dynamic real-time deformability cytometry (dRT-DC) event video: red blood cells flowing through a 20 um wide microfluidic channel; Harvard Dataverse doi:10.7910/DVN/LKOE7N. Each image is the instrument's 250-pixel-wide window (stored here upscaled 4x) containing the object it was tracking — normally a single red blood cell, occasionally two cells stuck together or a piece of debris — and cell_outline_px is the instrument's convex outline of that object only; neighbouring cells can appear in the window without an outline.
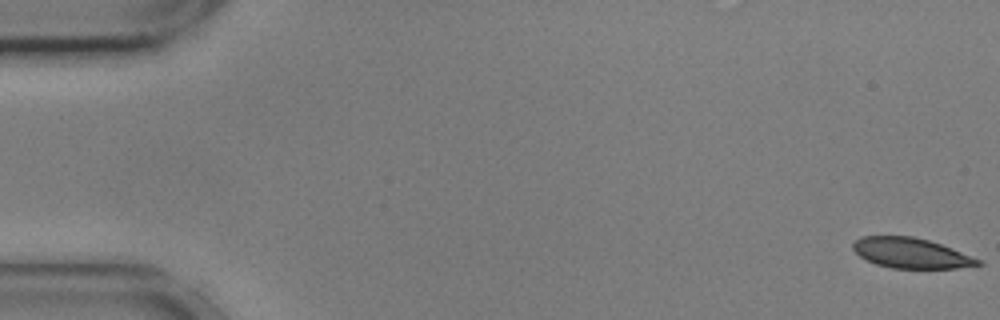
{"species": "common noctule bat (a hibernating species)", "species_latin": "Nyctalus noctula", "temperature_condition": "cold", "stored_images_in_passage": 56, "camera_frame_rate_fps": 3000, "um_per_image_px": 0.085, "animal": {"sex": "male", "body_mass_g": 17.9, "forearm_length_mm": 54.2}, "frame": {"image": 1, "passage_image": 1, "time_ms": 0.0, "image_size_px": [1000, 320], "cell_outline_px": [[984, 264], [956, 268], [892, 268], [876, 264], [860, 256], [852, 248], [852, 244], [860, 236], [912, 236], [928, 240], [952, 248], [980, 260]], "centroid_in_image_um": [77.42, 21.51], "position_along_channel_um": 7.6, "area_um2": 21.79}}
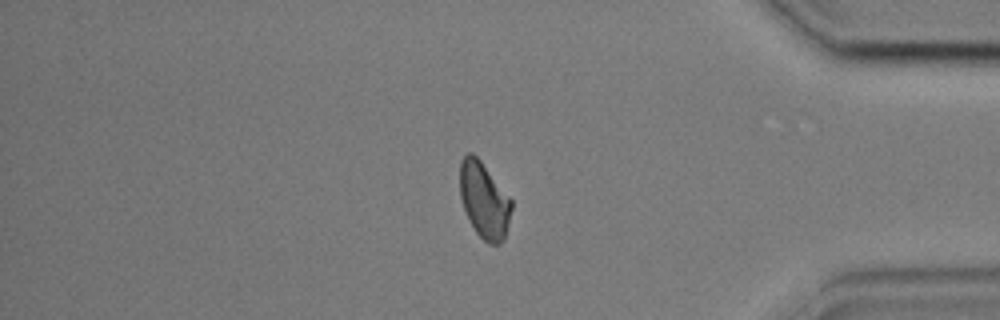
{"frame": {"image": 2, "passage_image": 47, "time_ms": 15.333, "image_size_px": [1000, 320], "cell_outline_px": [[512, 208], [504, 240], [500, 244], [488, 244], [476, 232], [464, 208], [460, 196], [460, 160], [468, 152], [472, 152], [480, 160], [512, 200]], "centroid_in_image_um": [41.15, 17.02], "position_along_channel_um": 394.0, "area_um2": 22.6}}
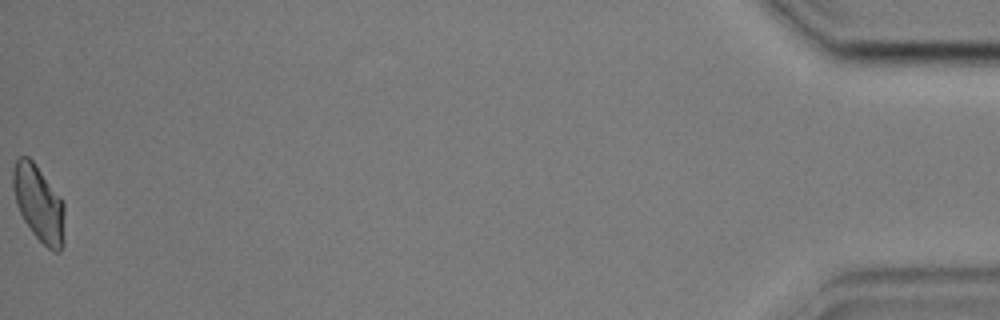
{"frame": {"image": 3, "passage_image": 56, "time_ms": 18.333, "image_size_px": [1000, 320], "cell_outline_px": [[64, 244], [60, 252], [56, 252], [48, 248], [32, 232], [24, 220], [16, 204], [12, 188], [12, 172], [16, 160], [20, 156], [28, 156], [32, 160], [64, 204]], "centroid_in_image_um": [3.28, 17.31], "position_along_channel_um": 431.9, "area_um2": 22.6}, "authors_computed_cell_mechanics": {"area_um2": 23.7558, "velocity_mm_per_s": 3.6062, "shape_relaxation_time_tau1_ms": 4.2235, "shape_relaxation_time_tau2_ms": 4.2482, "deformation_change_tau1": 0.1184, "deformation_change_tau2": 0.1049}}